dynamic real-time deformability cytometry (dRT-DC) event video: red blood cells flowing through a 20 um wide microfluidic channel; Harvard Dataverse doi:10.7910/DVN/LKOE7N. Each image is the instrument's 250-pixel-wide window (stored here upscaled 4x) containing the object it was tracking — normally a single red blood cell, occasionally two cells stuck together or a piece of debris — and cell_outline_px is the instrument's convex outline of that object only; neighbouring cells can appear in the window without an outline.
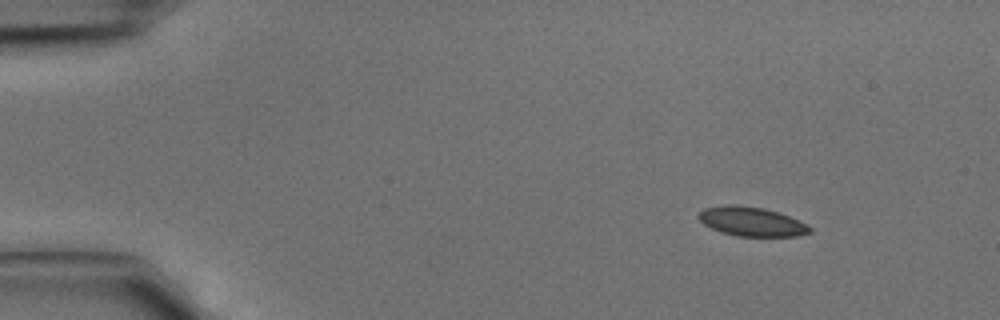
{"species": "common noctule bat (a hibernating species)", "species_latin": "Nyctalus noctula", "temperature_condition": "cold", "stored_images_in_passage": 5, "segment_of_instrument_passage": [2, 2], "camera_frame_rate_fps": 3000, "um_per_image_px": 0.085, "animal": {"sex": "male", "body_mass_g": 15.6}, "frame": {"image": 1, "passage_image": 5, "time_ms": 1.333, "image_size_px": [1000, 320], "cell_outline_px": [[812, 232], [800, 236], [740, 236], [720, 232], [704, 224], [696, 216], [704, 208], [728, 204], [736, 204], [764, 208], [788, 216], [808, 224], [812, 228]], "centroid_in_image_um": [63.89, 18.83], "position_along_channel_um": 21.1, "area_um2": 18.96}}